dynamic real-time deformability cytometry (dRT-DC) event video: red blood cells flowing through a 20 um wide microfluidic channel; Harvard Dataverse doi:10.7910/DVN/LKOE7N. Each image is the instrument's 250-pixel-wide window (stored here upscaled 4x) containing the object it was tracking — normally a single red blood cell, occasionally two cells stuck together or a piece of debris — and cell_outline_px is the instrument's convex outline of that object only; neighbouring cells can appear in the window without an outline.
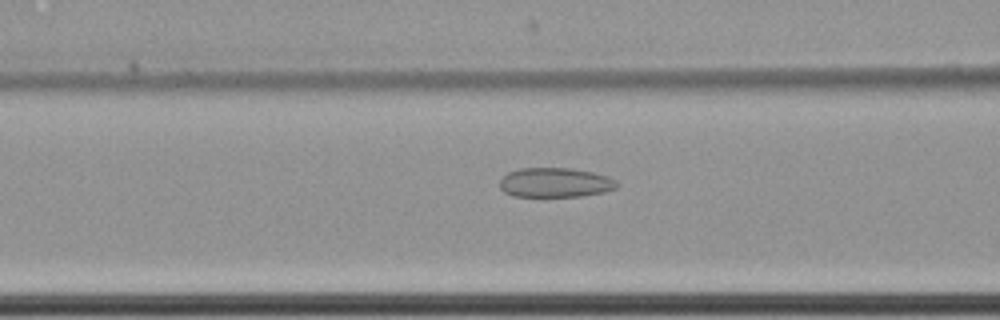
{"species": "common noctule bat (a hibernating species)", "species_latin": "Nyctalus noctula", "temperature_condition": "cold", "stored_images_in_passage": 59, "camera_frame_rate_fps": 3000, "um_per_image_px": 0.085, "animal": {"sex": "female", "body_mass_g": 22.7, "forearm_length_mm": 54.2}, "frame": {"image": 1, "passage_image": 26, "time_ms": 8.333, "image_size_px": [1000, 320], "cell_outline_px": [[620, 184], [616, 188], [604, 192], [580, 196], [512, 196], [504, 192], [500, 188], [500, 180], [508, 172], [520, 168], [572, 168], [592, 172], [608, 176], [616, 180]], "centroid_in_image_um": [47.2, 15.51], "position_along_channel_um": 119.4, "area_um2": 20.23}}
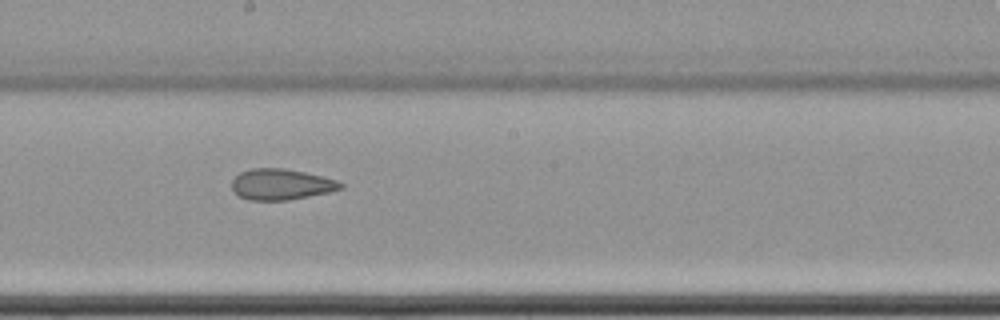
{"frame": {"image": 2, "passage_image": 35, "time_ms": 11.333, "image_size_px": [1000, 320], "cell_outline_px": [[344, 188], [328, 192], [288, 200], [248, 200], [232, 192], [232, 180], [240, 172], [252, 168], [284, 168], [304, 172], [336, 180], [344, 184]], "centroid_in_image_um": [23.87, 15.67], "position_along_channel_um": 224.3, "area_um2": 19.54}}
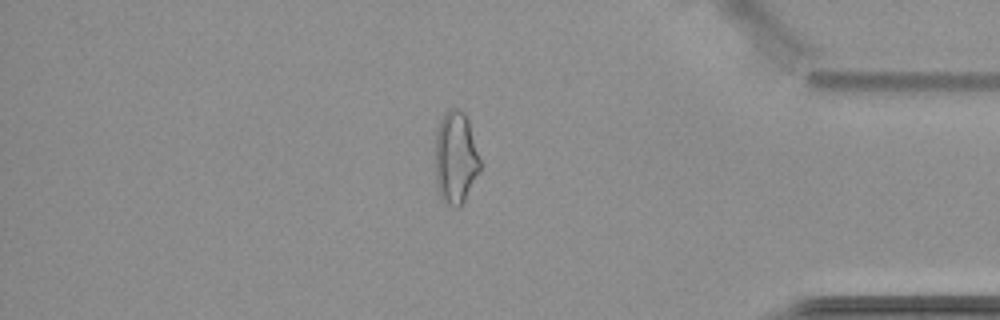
{"frame": {"image": 3, "passage_image": 52, "time_ms": 17.0, "image_size_px": [1000, 320], "cell_outline_px": [[484, 164], [480, 172], [460, 208], [456, 208], [440, 200], [436, 184], [436, 128], [440, 120], [448, 108], [456, 108], [464, 112], [468, 120]], "centroid_in_image_um": [38.77, 13.42], "position_along_channel_um": 396.4, "area_um2": 24.91}}